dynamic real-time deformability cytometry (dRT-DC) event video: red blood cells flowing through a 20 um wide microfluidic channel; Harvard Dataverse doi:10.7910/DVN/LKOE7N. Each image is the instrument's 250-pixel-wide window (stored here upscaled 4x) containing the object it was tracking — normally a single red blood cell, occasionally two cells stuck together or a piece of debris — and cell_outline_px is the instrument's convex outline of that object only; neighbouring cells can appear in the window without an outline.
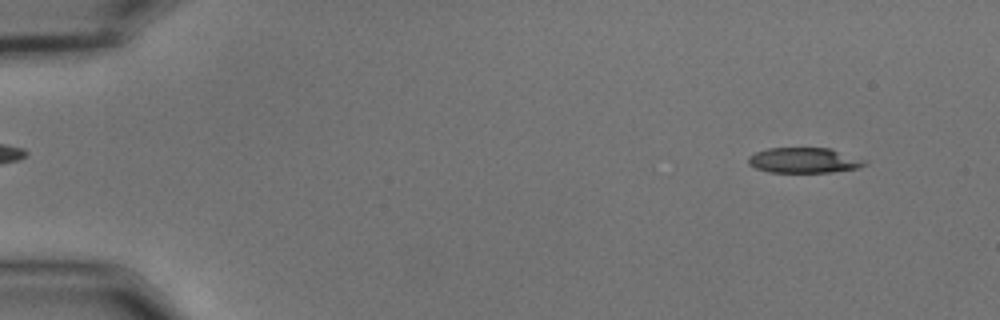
{"species": "common noctule bat (a hibernating species)", "species_latin": "Nyctalus noctula", "temperature_condition": "cold", "stored_images_in_passage": 55, "camera_frame_rate_fps": 3000, "um_per_image_px": 0.085, "animal": {"sex": "male", "body_mass_g": 15.6}, "frame": {"image": 1, "passage_image": 5, "time_ms": 1.333, "image_size_px": [1000, 320], "cell_outline_px": [[868, 164], [856, 168], [832, 172], [768, 172], [756, 168], [748, 164], [748, 156], [756, 152], [768, 148], [832, 148], [868, 160]], "centroid_in_image_um": [68.38, 13.62], "position_along_channel_um": 16.6, "area_um2": 17.34}}
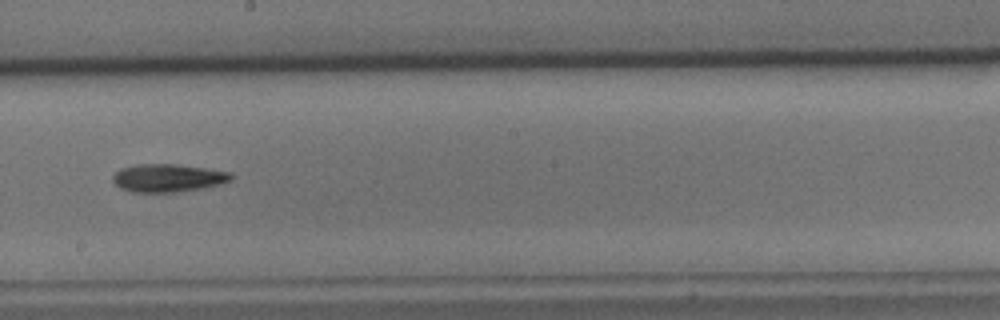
{"frame": {"image": 2, "passage_image": 32, "time_ms": 10.333, "image_size_px": [1000, 320], "cell_outline_px": [[232, 180], [200, 188], [172, 192], [132, 192], [120, 188], [112, 180], [112, 176], [120, 168], [136, 164], [176, 164], [232, 172]], "centroid_in_image_um": [14.22, 15.11], "position_along_channel_um": 234.0, "area_um2": 19.07}}
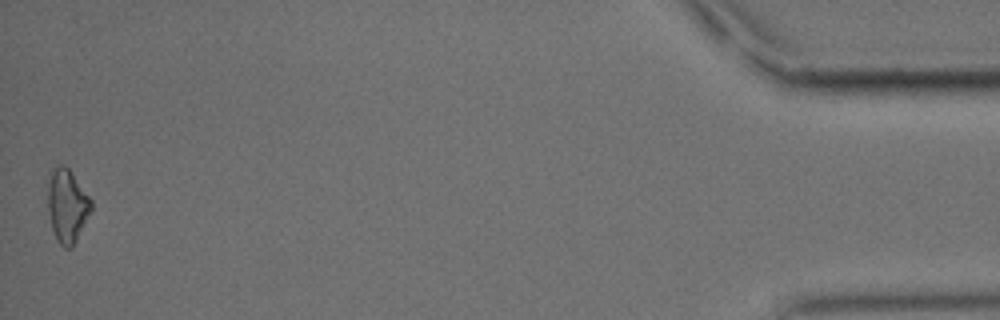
{"frame": {"image": 3, "passage_image": 55, "time_ms": 18.0, "image_size_px": [1000, 320], "cell_outline_px": [[92, 212], [72, 248], [64, 248], [60, 244], [52, 228], [48, 212], [48, 184], [52, 168], [60, 164], [64, 164], [68, 168], [92, 200]], "centroid_in_image_um": [5.72, 17.49], "position_along_channel_um": 429.5, "area_um2": 18.55}, "authors_computed_cell_mechanics": {"area_um2": 18.3804, "velocity_mm_per_s": 3.6527, "shape_relaxation_time_tau1_ms": 4.764, "shape_relaxation_time_tau2_ms": null, "deformation_change_tau1": 0.1351, "deformation_change_tau2": null}}